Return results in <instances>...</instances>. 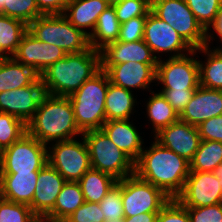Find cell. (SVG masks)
Here are the masks:
<instances>
[{"label": "cell", "mask_w": 222, "mask_h": 222, "mask_svg": "<svg viewBox=\"0 0 222 222\" xmlns=\"http://www.w3.org/2000/svg\"><path fill=\"white\" fill-rule=\"evenodd\" d=\"M66 53L55 45L35 38L28 30L22 36L20 44L12 57L32 68L39 76L53 63L64 58Z\"/></svg>", "instance_id": "obj_14"}, {"label": "cell", "mask_w": 222, "mask_h": 222, "mask_svg": "<svg viewBox=\"0 0 222 222\" xmlns=\"http://www.w3.org/2000/svg\"><path fill=\"white\" fill-rule=\"evenodd\" d=\"M157 64H145L136 62L120 63L116 65H101L109 77L110 83L123 87L126 90L133 89L152 90L150 84L156 81ZM132 89V90H131Z\"/></svg>", "instance_id": "obj_16"}, {"label": "cell", "mask_w": 222, "mask_h": 222, "mask_svg": "<svg viewBox=\"0 0 222 222\" xmlns=\"http://www.w3.org/2000/svg\"><path fill=\"white\" fill-rule=\"evenodd\" d=\"M27 133V124L20 118L0 112V152Z\"/></svg>", "instance_id": "obj_33"}, {"label": "cell", "mask_w": 222, "mask_h": 222, "mask_svg": "<svg viewBox=\"0 0 222 222\" xmlns=\"http://www.w3.org/2000/svg\"><path fill=\"white\" fill-rule=\"evenodd\" d=\"M211 30H214V31H211ZM213 34H216V35H213ZM217 38L220 39V43L222 45V5H221V8L219 9V12H218L217 17L215 18L213 24L206 31L205 46L210 47L211 45L209 43H212L211 41H213Z\"/></svg>", "instance_id": "obj_46"}, {"label": "cell", "mask_w": 222, "mask_h": 222, "mask_svg": "<svg viewBox=\"0 0 222 222\" xmlns=\"http://www.w3.org/2000/svg\"><path fill=\"white\" fill-rule=\"evenodd\" d=\"M47 163V145L28 133L0 152L2 173H30L39 171Z\"/></svg>", "instance_id": "obj_10"}, {"label": "cell", "mask_w": 222, "mask_h": 222, "mask_svg": "<svg viewBox=\"0 0 222 222\" xmlns=\"http://www.w3.org/2000/svg\"><path fill=\"white\" fill-rule=\"evenodd\" d=\"M27 133L45 145L80 137L69 97L44 94L33 118L27 123Z\"/></svg>", "instance_id": "obj_3"}, {"label": "cell", "mask_w": 222, "mask_h": 222, "mask_svg": "<svg viewBox=\"0 0 222 222\" xmlns=\"http://www.w3.org/2000/svg\"><path fill=\"white\" fill-rule=\"evenodd\" d=\"M84 202V195L79 183L66 181L56 198L53 210L47 217L53 219H66Z\"/></svg>", "instance_id": "obj_31"}, {"label": "cell", "mask_w": 222, "mask_h": 222, "mask_svg": "<svg viewBox=\"0 0 222 222\" xmlns=\"http://www.w3.org/2000/svg\"><path fill=\"white\" fill-rule=\"evenodd\" d=\"M104 222H123V219H119V220L113 219L112 221L105 220Z\"/></svg>", "instance_id": "obj_52"}, {"label": "cell", "mask_w": 222, "mask_h": 222, "mask_svg": "<svg viewBox=\"0 0 222 222\" xmlns=\"http://www.w3.org/2000/svg\"><path fill=\"white\" fill-rule=\"evenodd\" d=\"M189 172V161L155 139L149 148L144 147L135 162V174L162 189L170 198H176L183 191Z\"/></svg>", "instance_id": "obj_1"}, {"label": "cell", "mask_w": 222, "mask_h": 222, "mask_svg": "<svg viewBox=\"0 0 222 222\" xmlns=\"http://www.w3.org/2000/svg\"><path fill=\"white\" fill-rule=\"evenodd\" d=\"M28 30L23 21L0 14V58L11 57Z\"/></svg>", "instance_id": "obj_30"}, {"label": "cell", "mask_w": 222, "mask_h": 222, "mask_svg": "<svg viewBox=\"0 0 222 222\" xmlns=\"http://www.w3.org/2000/svg\"><path fill=\"white\" fill-rule=\"evenodd\" d=\"M72 0H36L39 12L42 15L63 14L66 6Z\"/></svg>", "instance_id": "obj_45"}, {"label": "cell", "mask_w": 222, "mask_h": 222, "mask_svg": "<svg viewBox=\"0 0 222 222\" xmlns=\"http://www.w3.org/2000/svg\"><path fill=\"white\" fill-rule=\"evenodd\" d=\"M44 94L39 76L31 85L0 92V112L14 115L27 124L35 115Z\"/></svg>", "instance_id": "obj_15"}, {"label": "cell", "mask_w": 222, "mask_h": 222, "mask_svg": "<svg viewBox=\"0 0 222 222\" xmlns=\"http://www.w3.org/2000/svg\"><path fill=\"white\" fill-rule=\"evenodd\" d=\"M66 220L68 222H104L105 217L99 203L85 201Z\"/></svg>", "instance_id": "obj_39"}, {"label": "cell", "mask_w": 222, "mask_h": 222, "mask_svg": "<svg viewBox=\"0 0 222 222\" xmlns=\"http://www.w3.org/2000/svg\"><path fill=\"white\" fill-rule=\"evenodd\" d=\"M222 163V142L201 140L199 148L190 161V171L212 172Z\"/></svg>", "instance_id": "obj_32"}, {"label": "cell", "mask_w": 222, "mask_h": 222, "mask_svg": "<svg viewBox=\"0 0 222 222\" xmlns=\"http://www.w3.org/2000/svg\"><path fill=\"white\" fill-rule=\"evenodd\" d=\"M110 4H113V3H116L118 1H121V0H107Z\"/></svg>", "instance_id": "obj_53"}, {"label": "cell", "mask_w": 222, "mask_h": 222, "mask_svg": "<svg viewBox=\"0 0 222 222\" xmlns=\"http://www.w3.org/2000/svg\"><path fill=\"white\" fill-rule=\"evenodd\" d=\"M196 52L207 57L205 62L198 59L200 85L215 90H222V52L219 48L203 46ZM204 62V63H203Z\"/></svg>", "instance_id": "obj_26"}, {"label": "cell", "mask_w": 222, "mask_h": 222, "mask_svg": "<svg viewBox=\"0 0 222 222\" xmlns=\"http://www.w3.org/2000/svg\"><path fill=\"white\" fill-rule=\"evenodd\" d=\"M39 171L30 173H3L6 200L30 205L34 196Z\"/></svg>", "instance_id": "obj_23"}, {"label": "cell", "mask_w": 222, "mask_h": 222, "mask_svg": "<svg viewBox=\"0 0 222 222\" xmlns=\"http://www.w3.org/2000/svg\"><path fill=\"white\" fill-rule=\"evenodd\" d=\"M65 182L58 171L48 163L39 170L34 196L29 205L38 218L47 216L53 210Z\"/></svg>", "instance_id": "obj_19"}, {"label": "cell", "mask_w": 222, "mask_h": 222, "mask_svg": "<svg viewBox=\"0 0 222 222\" xmlns=\"http://www.w3.org/2000/svg\"><path fill=\"white\" fill-rule=\"evenodd\" d=\"M143 40L158 60L161 59L159 53L162 52L168 55L170 53L169 57H180L193 51L175 29L151 11L146 18Z\"/></svg>", "instance_id": "obj_12"}, {"label": "cell", "mask_w": 222, "mask_h": 222, "mask_svg": "<svg viewBox=\"0 0 222 222\" xmlns=\"http://www.w3.org/2000/svg\"><path fill=\"white\" fill-rule=\"evenodd\" d=\"M5 199L4 188H3V173L0 167V203Z\"/></svg>", "instance_id": "obj_50"}, {"label": "cell", "mask_w": 222, "mask_h": 222, "mask_svg": "<svg viewBox=\"0 0 222 222\" xmlns=\"http://www.w3.org/2000/svg\"><path fill=\"white\" fill-rule=\"evenodd\" d=\"M110 83L102 69L69 96L77 127L83 133L101 129L106 122L105 98Z\"/></svg>", "instance_id": "obj_4"}, {"label": "cell", "mask_w": 222, "mask_h": 222, "mask_svg": "<svg viewBox=\"0 0 222 222\" xmlns=\"http://www.w3.org/2000/svg\"><path fill=\"white\" fill-rule=\"evenodd\" d=\"M101 70V52L89 47L50 65L40 75L46 94L69 97Z\"/></svg>", "instance_id": "obj_2"}, {"label": "cell", "mask_w": 222, "mask_h": 222, "mask_svg": "<svg viewBox=\"0 0 222 222\" xmlns=\"http://www.w3.org/2000/svg\"><path fill=\"white\" fill-rule=\"evenodd\" d=\"M29 205L4 199L0 203V222H37Z\"/></svg>", "instance_id": "obj_38"}, {"label": "cell", "mask_w": 222, "mask_h": 222, "mask_svg": "<svg viewBox=\"0 0 222 222\" xmlns=\"http://www.w3.org/2000/svg\"><path fill=\"white\" fill-rule=\"evenodd\" d=\"M147 17H134L121 24L117 41L134 42L143 40Z\"/></svg>", "instance_id": "obj_41"}, {"label": "cell", "mask_w": 222, "mask_h": 222, "mask_svg": "<svg viewBox=\"0 0 222 222\" xmlns=\"http://www.w3.org/2000/svg\"><path fill=\"white\" fill-rule=\"evenodd\" d=\"M128 120L106 121L102 130L108 135L110 140L123 152H125L134 162H136L145 145L144 139L140 136L136 126Z\"/></svg>", "instance_id": "obj_21"}, {"label": "cell", "mask_w": 222, "mask_h": 222, "mask_svg": "<svg viewBox=\"0 0 222 222\" xmlns=\"http://www.w3.org/2000/svg\"><path fill=\"white\" fill-rule=\"evenodd\" d=\"M197 128L201 140L222 142V115L204 121Z\"/></svg>", "instance_id": "obj_43"}, {"label": "cell", "mask_w": 222, "mask_h": 222, "mask_svg": "<svg viewBox=\"0 0 222 222\" xmlns=\"http://www.w3.org/2000/svg\"><path fill=\"white\" fill-rule=\"evenodd\" d=\"M158 212H147L134 215L132 217H125L123 222H156Z\"/></svg>", "instance_id": "obj_47"}, {"label": "cell", "mask_w": 222, "mask_h": 222, "mask_svg": "<svg viewBox=\"0 0 222 222\" xmlns=\"http://www.w3.org/2000/svg\"><path fill=\"white\" fill-rule=\"evenodd\" d=\"M47 145L48 164L66 181L78 182L91 168L89 149L84 137ZM55 143V144H54Z\"/></svg>", "instance_id": "obj_8"}, {"label": "cell", "mask_w": 222, "mask_h": 222, "mask_svg": "<svg viewBox=\"0 0 222 222\" xmlns=\"http://www.w3.org/2000/svg\"><path fill=\"white\" fill-rule=\"evenodd\" d=\"M212 172L190 171L183 191L176 199L184 207H205L222 203V186Z\"/></svg>", "instance_id": "obj_13"}, {"label": "cell", "mask_w": 222, "mask_h": 222, "mask_svg": "<svg viewBox=\"0 0 222 222\" xmlns=\"http://www.w3.org/2000/svg\"><path fill=\"white\" fill-rule=\"evenodd\" d=\"M28 31L42 42L61 48L66 54L87 50L89 36L74 27L62 14L42 15L28 25Z\"/></svg>", "instance_id": "obj_6"}, {"label": "cell", "mask_w": 222, "mask_h": 222, "mask_svg": "<svg viewBox=\"0 0 222 222\" xmlns=\"http://www.w3.org/2000/svg\"><path fill=\"white\" fill-rule=\"evenodd\" d=\"M135 97L132 91L109 83L105 98L106 121L130 119L137 104Z\"/></svg>", "instance_id": "obj_24"}, {"label": "cell", "mask_w": 222, "mask_h": 222, "mask_svg": "<svg viewBox=\"0 0 222 222\" xmlns=\"http://www.w3.org/2000/svg\"><path fill=\"white\" fill-rule=\"evenodd\" d=\"M212 173L219 179V184L222 186V163H220Z\"/></svg>", "instance_id": "obj_48"}, {"label": "cell", "mask_w": 222, "mask_h": 222, "mask_svg": "<svg viewBox=\"0 0 222 222\" xmlns=\"http://www.w3.org/2000/svg\"><path fill=\"white\" fill-rule=\"evenodd\" d=\"M112 175L90 168L78 181L84 200L91 203H100L107 192L117 183Z\"/></svg>", "instance_id": "obj_29"}, {"label": "cell", "mask_w": 222, "mask_h": 222, "mask_svg": "<svg viewBox=\"0 0 222 222\" xmlns=\"http://www.w3.org/2000/svg\"><path fill=\"white\" fill-rule=\"evenodd\" d=\"M8 6V0H0V13Z\"/></svg>", "instance_id": "obj_51"}, {"label": "cell", "mask_w": 222, "mask_h": 222, "mask_svg": "<svg viewBox=\"0 0 222 222\" xmlns=\"http://www.w3.org/2000/svg\"><path fill=\"white\" fill-rule=\"evenodd\" d=\"M185 2L205 31L213 24L222 5V0H185Z\"/></svg>", "instance_id": "obj_34"}, {"label": "cell", "mask_w": 222, "mask_h": 222, "mask_svg": "<svg viewBox=\"0 0 222 222\" xmlns=\"http://www.w3.org/2000/svg\"><path fill=\"white\" fill-rule=\"evenodd\" d=\"M153 137L163 147L174 151L189 162L193 159L201 142L198 128L180 119L162 128Z\"/></svg>", "instance_id": "obj_17"}, {"label": "cell", "mask_w": 222, "mask_h": 222, "mask_svg": "<svg viewBox=\"0 0 222 222\" xmlns=\"http://www.w3.org/2000/svg\"><path fill=\"white\" fill-rule=\"evenodd\" d=\"M121 23L118 21L114 7L110 5L98 17L95 29L89 35V45L95 50L103 49L107 44L117 41Z\"/></svg>", "instance_id": "obj_27"}, {"label": "cell", "mask_w": 222, "mask_h": 222, "mask_svg": "<svg viewBox=\"0 0 222 222\" xmlns=\"http://www.w3.org/2000/svg\"><path fill=\"white\" fill-rule=\"evenodd\" d=\"M110 5L107 0H72L62 15L89 36L95 29L99 15Z\"/></svg>", "instance_id": "obj_22"}, {"label": "cell", "mask_w": 222, "mask_h": 222, "mask_svg": "<svg viewBox=\"0 0 222 222\" xmlns=\"http://www.w3.org/2000/svg\"><path fill=\"white\" fill-rule=\"evenodd\" d=\"M99 206L107 221L125 218L122 204V179L118 180L117 183L111 187L106 196L99 203Z\"/></svg>", "instance_id": "obj_36"}, {"label": "cell", "mask_w": 222, "mask_h": 222, "mask_svg": "<svg viewBox=\"0 0 222 222\" xmlns=\"http://www.w3.org/2000/svg\"><path fill=\"white\" fill-rule=\"evenodd\" d=\"M170 199L162 189L140 179L136 174L122 179L124 217L159 212Z\"/></svg>", "instance_id": "obj_9"}, {"label": "cell", "mask_w": 222, "mask_h": 222, "mask_svg": "<svg viewBox=\"0 0 222 222\" xmlns=\"http://www.w3.org/2000/svg\"><path fill=\"white\" fill-rule=\"evenodd\" d=\"M151 96L146 100L147 118L152 124V133L157 134L162 128L179 120L178 113L168 103L160 92L150 91Z\"/></svg>", "instance_id": "obj_28"}, {"label": "cell", "mask_w": 222, "mask_h": 222, "mask_svg": "<svg viewBox=\"0 0 222 222\" xmlns=\"http://www.w3.org/2000/svg\"><path fill=\"white\" fill-rule=\"evenodd\" d=\"M151 12L175 29L193 50L205 46L206 31L185 0H151Z\"/></svg>", "instance_id": "obj_7"}, {"label": "cell", "mask_w": 222, "mask_h": 222, "mask_svg": "<svg viewBox=\"0 0 222 222\" xmlns=\"http://www.w3.org/2000/svg\"><path fill=\"white\" fill-rule=\"evenodd\" d=\"M195 90H174V89H161L158 92L162 93L168 103L180 115L190 101Z\"/></svg>", "instance_id": "obj_44"}, {"label": "cell", "mask_w": 222, "mask_h": 222, "mask_svg": "<svg viewBox=\"0 0 222 222\" xmlns=\"http://www.w3.org/2000/svg\"><path fill=\"white\" fill-rule=\"evenodd\" d=\"M39 75L30 67L16 61L12 56L0 64V92L31 85Z\"/></svg>", "instance_id": "obj_25"}, {"label": "cell", "mask_w": 222, "mask_h": 222, "mask_svg": "<svg viewBox=\"0 0 222 222\" xmlns=\"http://www.w3.org/2000/svg\"><path fill=\"white\" fill-rule=\"evenodd\" d=\"M0 14L21 20L26 25L42 16L36 0H8V6Z\"/></svg>", "instance_id": "obj_35"}, {"label": "cell", "mask_w": 222, "mask_h": 222, "mask_svg": "<svg viewBox=\"0 0 222 222\" xmlns=\"http://www.w3.org/2000/svg\"><path fill=\"white\" fill-rule=\"evenodd\" d=\"M215 48H219V49H220V51L222 52V45H221V47L219 46V47H215Z\"/></svg>", "instance_id": "obj_54"}, {"label": "cell", "mask_w": 222, "mask_h": 222, "mask_svg": "<svg viewBox=\"0 0 222 222\" xmlns=\"http://www.w3.org/2000/svg\"><path fill=\"white\" fill-rule=\"evenodd\" d=\"M90 156L91 168L121 180L135 174V162L119 149L102 129L83 132Z\"/></svg>", "instance_id": "obj_5"}, {"label": "cell", "mask_w": 222, "mask_h": 222, "mask_svg": "<svg viewBox=\"0 0 222 222\" xmlns=\"http://www.w3.org/2000/svg\"><path fill=\"white\" fill-rule=\"evenodd\" d=\"M186 209L191 222H222V203Z\"/></svg>", "instance_id": "obj_42"}, {"label": "cell", "mask_w": 222, "mask_h": 222, "mask_svg": "<svg viewBox=\"0 0 222 222\" xmlns=\"http://www.w3.org/2000/svg\"><path fill=\"white\" fill-rule=\"evenodd\" d=\"M156 222H191L188 211L176 198L170 201L158 212Z\"/></svg>", "instance_id": "obj_40"}, {"label": "cell", "mask_w": 222, "mask_h": 222, "mask_svg": "<svg viewBox=\"0 0 222 222\" xmlns=\"http://www.w3.org/2000/svg\"><path fill=\"white\" fill-rule=\"evenodd\" d=\"M111 5L121 24L134 17H147L151 11V0H121Z\"/></svg>", "instance_id": "obj_37"}, {"label": "cell", "mask_w": 222, "mask_h": 222, "mask_svg": "<svg viewBox=\"0 0 222 222\" xmlns=\"http://www.w3.org/2000/svg\"><path fill=\"white\" fill-rule=\"evenodd\" d=\"M196 49L180 57L158 60L156 82L162 89L196 90L200 86L199 64ZM195 57V58H194Z\"/></svg>", "instance_id": "obj_11"}, {"label": "cell", "mask_w": 222, "mask_h": 222, "mask_svg": "<svg viewBox=\"0 0 222 222\" xmlns=\"http://www.w3.org/2000/svg\"><path fill=\"white\" fill-rule=\"evenodd\" d=\"M219 115H222V90L209 89L200 85L179 115V119L197 127L204 121Z\"/></svg>", "instance_id": "obj_18"}, {"label": "cell", "mask_w": 222, "mask_h": 222, "mask_svg": "<svg viewBox=\"0 0 222 222\" xmlns=\"http://www.w3.org/2000/svg\"><path fill=\"white\" fill-rule=\"evenodd\" d=\"M37 222H68L66 219H53L50 217H40L37 219Z\"/></svg>", "instance_id": "obj_49"}, {"label": "cell", "mask_w": 222, "mask_h": 222, "mask_svg": "<svg viewBox=\"0 0 222 222\" xmlns=\"http://www.w3.org/2000/svg\"><path fill=\"white\" fill-rule=\"evenodd\" d=\"M100 52L101 65H116L127 62L158 63V59L144 40L134 42L114 41L107 44Z\"/></svg>", "instance_id": "obj_20"}]
</instances>
